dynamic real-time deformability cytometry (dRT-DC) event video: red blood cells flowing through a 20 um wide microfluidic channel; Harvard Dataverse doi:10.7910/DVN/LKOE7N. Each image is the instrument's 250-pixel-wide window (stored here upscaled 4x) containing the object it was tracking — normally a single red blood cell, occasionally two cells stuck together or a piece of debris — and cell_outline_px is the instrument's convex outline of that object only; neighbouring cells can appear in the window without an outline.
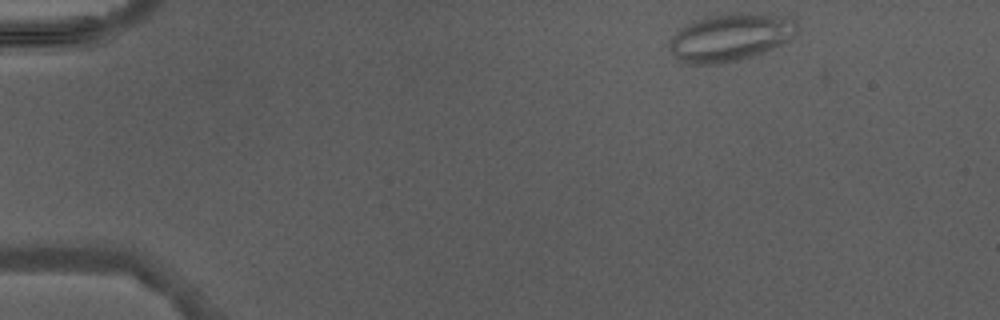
{"species": "Egyptian fruit bat (a non-hibernating species)", "species_latin": "Rousettus aegyptiacus", "temperature_condition": "warm", "stored_images_in_passage": 5, "camera_frame_rate_fps": 3000, "um_per_image_px": 0.085, "animal": {"sex": "male"}, "frame": {"image": 1, "passage_image": 5, "time_ms": 5.0, "image_size_px": [1000, 320], "cell_outline_px": [[796, 32], [788, 40], [772, 48], [752, 56], [740, 60], [716, 64], [688, 64], [680, 60], [668, 48], [668, 44], [676, 32], [684, 24], [704, 16], [732, 12], [768, 16], [796, 20]], "centroid_in_image_um": [61.98, 3.18], "position_along_channel_um": 23.0, "area_um2": 34.85}}